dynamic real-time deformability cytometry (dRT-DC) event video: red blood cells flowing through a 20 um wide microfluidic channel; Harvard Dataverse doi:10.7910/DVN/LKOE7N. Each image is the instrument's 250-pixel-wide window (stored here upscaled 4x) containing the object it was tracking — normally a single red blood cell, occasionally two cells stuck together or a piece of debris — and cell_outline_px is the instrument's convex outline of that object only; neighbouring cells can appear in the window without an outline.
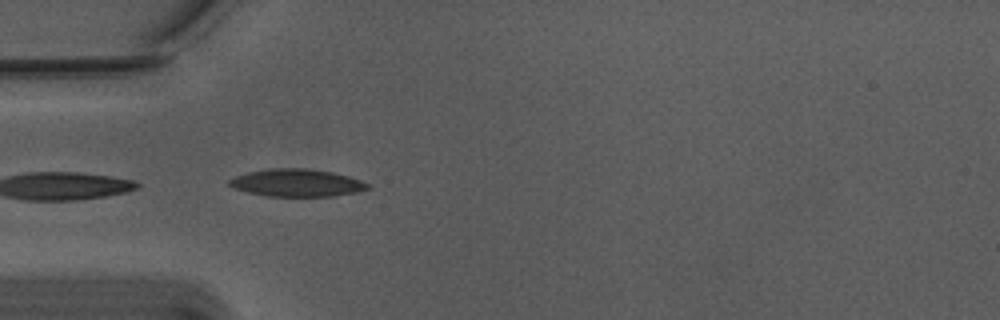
{"species": "Egyptian fruit bat (a non-hibernating species)", "species_latin": "Rousettus aegyptiacus", "temperature_condition": "warm", "stored_images_in_passage": 3, "camera_frame_rate_fps": 3000, "um_per_image_px": 0.085, "animal": {"sex": "male"}, "frame": {"image": 1, "passage_image": 1, "time_ms": 0.0, "image_size_px": [1000, 320], "cell_outline_px": [[372, 188], [356, 192], [336, 196], [264, 196], [232, 188], [228, 184], [228, 180], [236, 176], [248, 172], [268, 168], [304, 168], [332, 172], [348, 176], [372, 184]], "centroid_in_image_um": [25.24, 15.54], "position_along_channel_um": 59.8, "area_um2": 22.37}}